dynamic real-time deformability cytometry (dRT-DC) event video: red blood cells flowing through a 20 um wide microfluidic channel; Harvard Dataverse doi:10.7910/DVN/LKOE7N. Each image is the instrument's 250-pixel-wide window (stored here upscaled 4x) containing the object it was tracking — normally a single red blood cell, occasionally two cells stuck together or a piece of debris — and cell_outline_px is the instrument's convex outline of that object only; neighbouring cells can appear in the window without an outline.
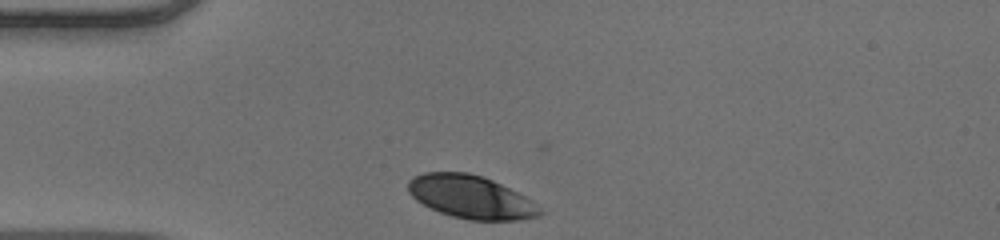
{"species": "human", "species_latin": "Homo sapiens", "temperature_condition": "warm", "stored_images_in_passage": 29, "camera_frame_rate_fps": 3000, "um_per_image_px": 0.085, "donor": {"sex": "male"}, "frame": {"image": 1, "passage_image": 1, "time_ms": 0.0, "image_size_px": [1000, 240], "cell_outline_px": [[544, 212], [540, 216], [520, 220], [468, 220], [452, 216], [440, 212], [416, 200], [408, 192], [408, 180], [412, 176], [424, 172], [468, 172], [484, 176], [532, 200]], "centroid_in_image_um": [40.02, 16.74], "position_along_channel_um": 45.0, "area_um2": 33.06}}
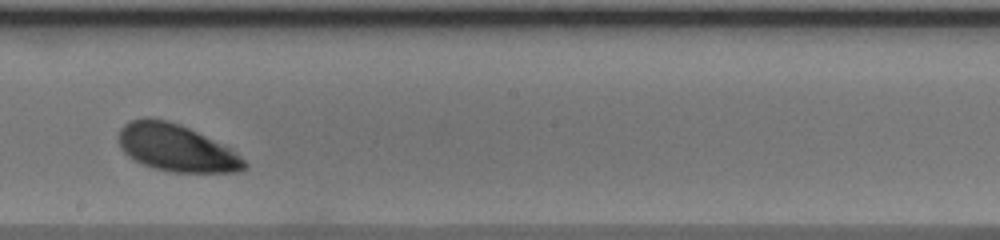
{"frame": {"image": 2, "passage_image": 17, "time_ms": 5.333, "image_size_px": [1000, 240], "cell_outline_px": [[248, 168], [236, 172], [172, 172], [156, 168], [144, 164], [128, 156], [120, 148], [116, 136], [120, 128], [128, 120], [144, 116], [148, 116], [168, 120], [180, 124], [232, 148], [248, 164]], "centroid_in_image_um": [14.95, 12.54], "position_along_channel_um": 233.2, "area_um2": 34.97}}
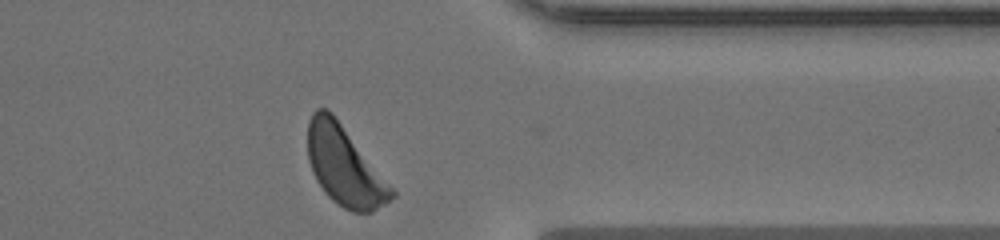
{"frame": {"image": 3, "passage_image": 29, "time_ms": 9.333, "image_size_px": [1000, 240], "cell_outline_px": [[396, 196], [372, 212], [352, 212], [344, 208], [332, 200], [324, 192], [316, 180], [312, 172], [308, 160], [308, 120], [312, 112], [316, 108], [328, 108], [332, 112], [396, 192]], "centroid_in_image_um": [29.26, 14.1], "position_along_channel_um": 382.1, "area_um2": 38.44}, "authors_computed_cell_mechanics": {"area_um2": 35.0846, "velocity_mm_per_s": 3.9499, "shape_relaxation_time_tau1_ms": 1.7679, "shape_relaxation_time_tau2_ms": null, "deformation_change_tau1": 0.1124, "deformation_change_tau2": null}}